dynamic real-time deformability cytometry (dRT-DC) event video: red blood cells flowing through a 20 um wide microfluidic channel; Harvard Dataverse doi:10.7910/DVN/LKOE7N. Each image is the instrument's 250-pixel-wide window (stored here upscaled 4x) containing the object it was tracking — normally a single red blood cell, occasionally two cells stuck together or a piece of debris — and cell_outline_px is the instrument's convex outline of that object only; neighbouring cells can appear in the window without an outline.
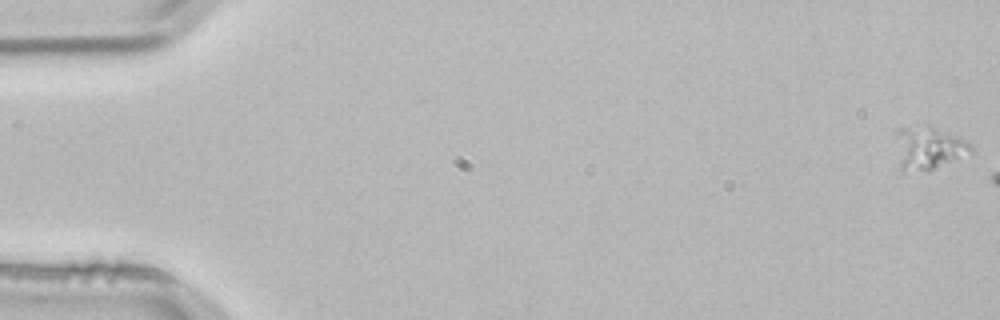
{"species": "common noctule bat (a hibernating species)", "species_latin": "Nyctalus noctula", "temperature_condition": "room temperature", "stored_images_in_passage": 7, "camera_frame_rate_fps": 3000, "um_per_image_px": 0.085, "animal": {"sex": "male", "body_mass_g": 21.5, "forearm_length_mm": 52.0}, "frame": {"image": 1, "passage_image": 1, "time_ms": 0.0, "image_size_px": [1000, 320], "cell_outline_px": [[972, 152], [928, 172], [900, 172], [900, 128], [928, 124], [964, 140], [972, 148]], "centroid_in_image_um": [78.96, 12.62], "position_along_channel_um": 6.0, "area_um2": 18.15}}